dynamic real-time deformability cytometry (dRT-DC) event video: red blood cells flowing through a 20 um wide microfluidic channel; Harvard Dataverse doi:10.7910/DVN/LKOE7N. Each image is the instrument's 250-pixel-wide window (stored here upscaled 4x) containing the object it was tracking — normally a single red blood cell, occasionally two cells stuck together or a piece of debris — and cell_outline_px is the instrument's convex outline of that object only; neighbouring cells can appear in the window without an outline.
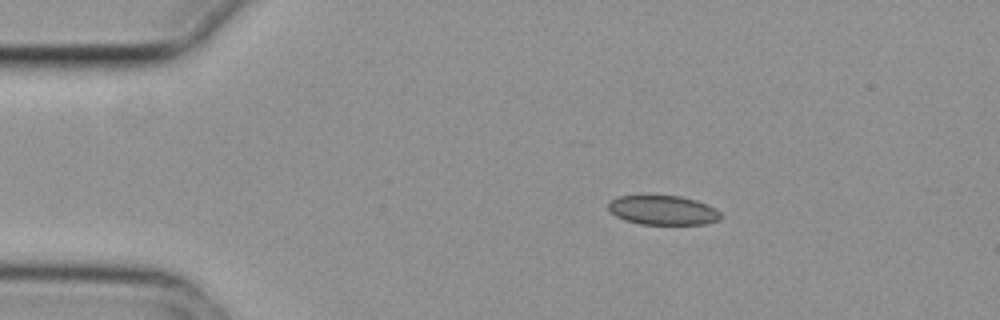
{"species": "common noctule bat (a hibernating species)", "species_latin": "Nyctalus noctula", "temperature_condition": "cold", "stored_images_in_passage": 7, "camera_frame_rate_fps": 3000, "um_per_image_px": 0.085, "animal": {"sex": "female", "body_mass_g": 29.2, "forearm_length_mm": 56.3}, "frame": {"image": 1, "passage_image": 1, "time_ms": 0.0, "image_size_px": [1000, 320], "cell_outline_px": [[724, 216], [720, 220], [704, 224], [640, 224], [624, 220], [616, 216], [608, 208], [608, 204], [612, 200], [620, 196], [644, 192], [648, 192], [680, 196], [696, 200], [708, 204], [716, 208]], "centroid_in_image_um": [56.35, 17.81], "position_along_channel_um": 28.6, "area_um2": 20.17}}
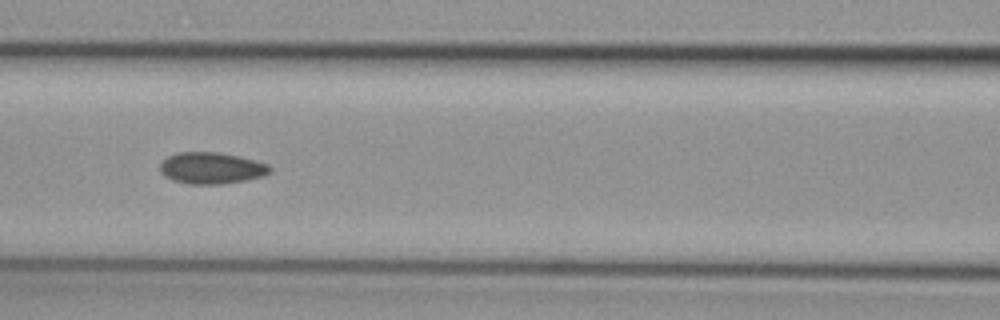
{"frame": {"image": 2, "passage_image": 5, "time_ms": 1.333, "image_size_px": [1000, 320], "cell_outline_px": [[272, 172], [264, 176], [244, 180], [220, 184], [188, 184], [172, 180], [164, 176], [160, 172], [160, 164], [168, 156], [176, 152], [220, 152], [240, 156], [268, 164], [272, 168]], "centroid_in_image_um": [17.97, 14.28], "position_along_channel_um": 148.6, "area_um2": 20.35}}
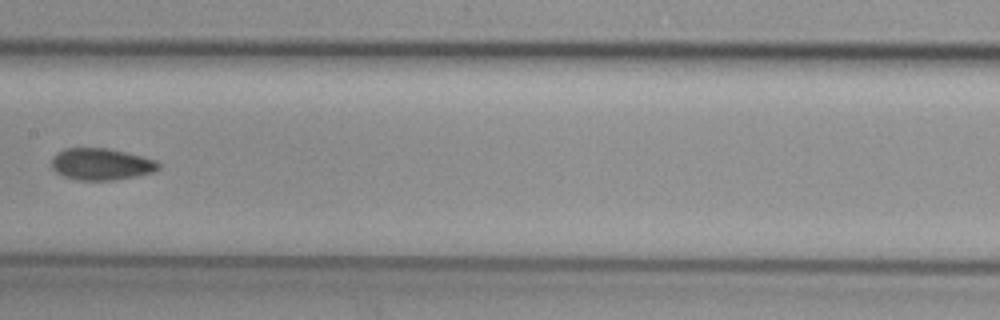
{"frame": {"image": 3, "passage_image": 6, "time_ms": 1.667, "image_size_px": [1000, 320], "cell_outline_px": [[160, 168], [152, 172], [136, 176], [112, 180], [76, 180], [64, 176], [56, 172], [52, 168], [52, 156], [56, 152], [64, 148], [108, 148], [156, 160], [160, 164]], "centroid_in_image_um": [8.57, 13.95], "position_along_channel_um": 198.8, "area_um2": 19.77}}